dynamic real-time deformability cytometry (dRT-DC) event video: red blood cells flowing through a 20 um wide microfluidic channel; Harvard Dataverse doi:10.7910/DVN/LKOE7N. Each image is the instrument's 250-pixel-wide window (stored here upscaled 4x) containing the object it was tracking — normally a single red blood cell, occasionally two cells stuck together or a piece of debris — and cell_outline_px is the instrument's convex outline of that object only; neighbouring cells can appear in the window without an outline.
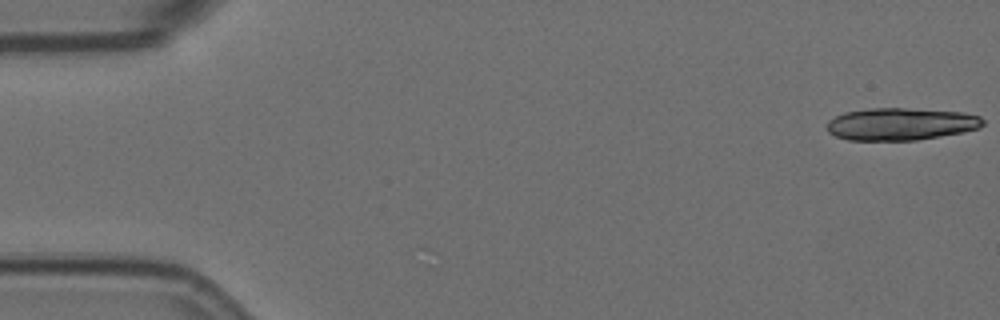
{"species": "Egyptian fruit bat (a non-hibernating species)", "species_latin": "Rousettus aegyptiacus", "temperature_condition": "room temperature", "stored_images_in_passage": 10, "segment_of_instrument_passage": [1, 2], "camera_frame_rate_fps": 3000, "um_per_image_px": 0.085, "animal": {"sex": "female"}, "frame": {"image": 1, "passage_image": 1, "time_ms": 0.0, "image_size_px": [1000, 320], "cell_outline_px": [[984, 124], [980, 128], [964, 132], [916, 140], [848, 140], [836, 136], [828, 132], [828, 120], [844, 112], [868, 108], [904, 108], [964, 112], [980, 116], [984, 120]], "centroid_in_image_um": [76.59, 10.54], "position_along_channel_um": 8.4, "area_um2": 29.48}}